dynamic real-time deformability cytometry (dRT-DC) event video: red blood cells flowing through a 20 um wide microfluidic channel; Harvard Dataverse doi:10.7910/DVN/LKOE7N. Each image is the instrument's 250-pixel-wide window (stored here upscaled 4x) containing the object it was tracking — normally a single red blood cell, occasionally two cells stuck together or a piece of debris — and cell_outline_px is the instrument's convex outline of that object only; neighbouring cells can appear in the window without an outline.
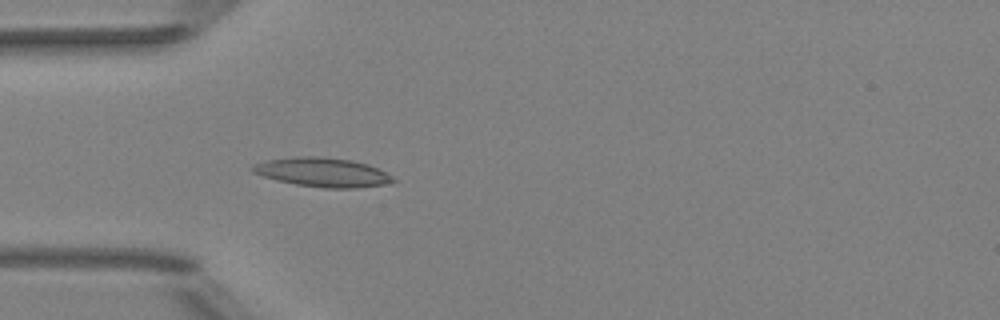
{"species": "Egyptian fruit bat (a non-hibernating species)", "species_latin": "Rousettus aegyptiacus", "temperature_condition": "room temperature", "stored_images_in_passage": 52, "camera_frame_rate_fps": 3000, "um_per_image_px": 0.085, "animal": {"sex": "female"}, "frame": {"image": 1, "passage_image": 16, "time_ms": 5.0, "image_size_px": [1000, 320], "cell_outline_px": [[396, 180], [384, 184], [356, 188], [324, 188], [296, 184], [276, 180], [252, 172], [248, 168], [252, 164], [264, 160], [296, 156], [316, 156], [352, 160], [368, 164], [392, 176]], "centroid_in_image_um": [27.34, 14.63], "position_along_channel_um": 57.7, "area_um2": 23.87}}
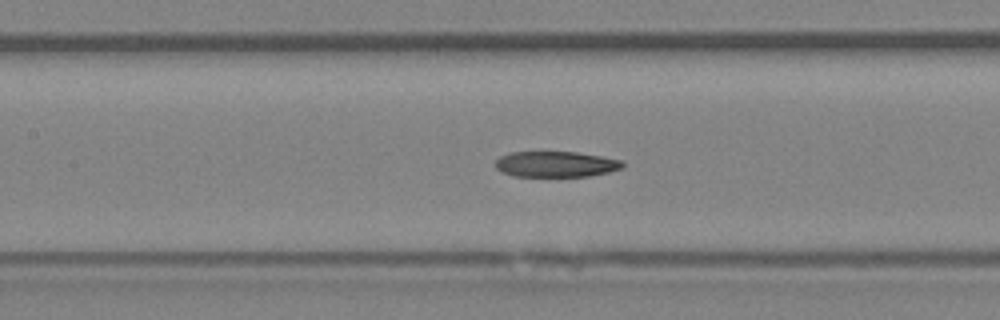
{"frame": {"image": 2, "passage_image": 24, "time_ms": 7.667, "image_size_px": [1000, 320], "cell_outline_px": [[624, 168], [608, 172], [588, 176], [512, 176], [500, 172], [496, 168], [496, 160], [500, 156], [512, 152], [576, 152], [624, 160]], "centroid_in_image_um": [47.26, 13.96], "position_along_channel_um": 160.1, "area_um2": 19.13}}
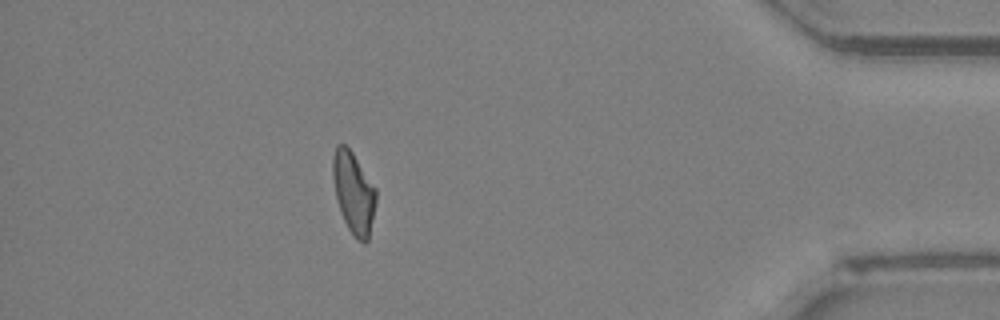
{"frame": {"image": 3, "passage_image": 46, "time_ms": 15.0, "image_size_px": [1000, 320], "cell_outline_px": [[376, 200], [368, 240], [364, 244], [356, 240], [348, 228], [344, 220], [336, 196], [332, 176], [332, 156], [336, 144], [344, 144], [352, 152], [376, 188]], "centroid_in_image_um": [30.05, 16.37], "position_along_channel_um": 405.2, "area_um2": 20.4}, "authors_computed_cell_mechanics": {"area_um2": 20.9814, "velocity_mm_per_s": 4.0133, "shape_relaxation_time_tau1_ms": null, "shape_relaxation_time_tau2_ms": 9.1904, "deformation_change_tau1": null, "deformation_change_tau2": 0.1923}}